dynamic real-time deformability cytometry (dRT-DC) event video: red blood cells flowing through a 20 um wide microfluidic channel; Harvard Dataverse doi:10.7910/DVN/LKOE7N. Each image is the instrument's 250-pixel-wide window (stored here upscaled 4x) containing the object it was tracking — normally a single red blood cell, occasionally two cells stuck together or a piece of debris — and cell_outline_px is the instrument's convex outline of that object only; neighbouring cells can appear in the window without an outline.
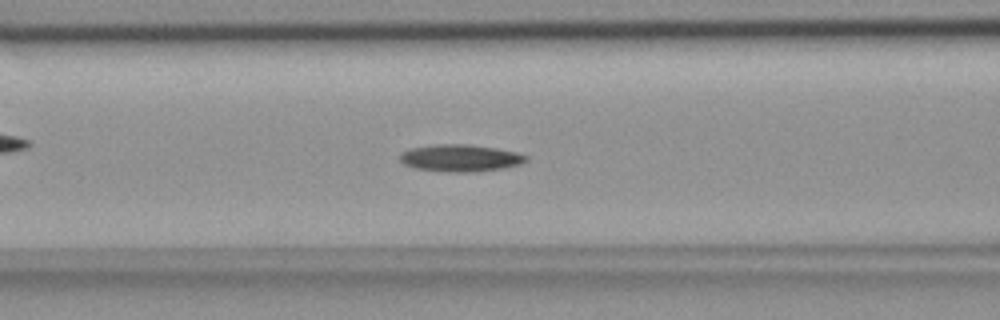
{"species": "common noctule bat (a hibernating species)", "species_latin": "Nyctalus noctula", "temperature_condition": "room temperature", "stored_images_in_passage": 51, "camera_frame_rate_fps": 3000, "um_per_image_px": 0.085, "animal": {"sex": "female", "body_mass_g": 18.4}, "frame": {"image": 1, "passage_image": 18, "time_ms": 5.667, "image_size_px": [1000, 320], "cell_outline_px": [[528, 160], [520, 164], [504, 168], [472, 172], [448, 172], [416, 168], [404, 164], [400, 160], [400, 152], [408, 148], [436, 144], [468, 144], [496, 148], [516, 152], [528, 156]], "centroid_in_image_um": [39.12, 13.42], "position_along_channel_um": 127.5, "area_um2": 20.0}}
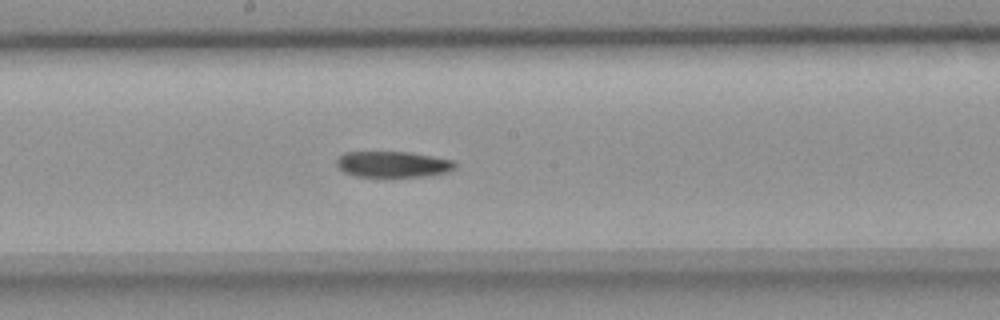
{"frame": {"image": 2, "passage_image": 25, "time_ms": 8.0, "image_size_px": [1000, 320], "cell_outline_px": [[456, 168], [448, 172], [424, 176], [356, 176], [344, 172], [336, 164], [336, 160], [344, 152], [408, 152], [432, 156], [452, 160], [456, 164]], "centroid_in_image_um": [33.4, 13.96], "position_along_channel_um": 214.8, "area_um2": 17.74}}
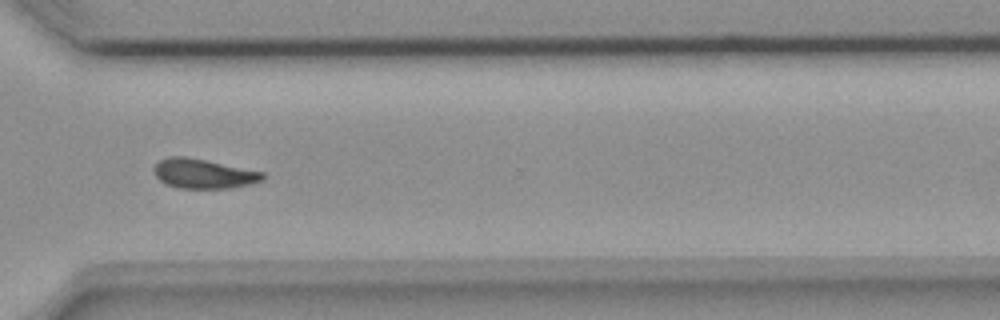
{"frame": {"image": 3, "passage_image": 36, "time_ms": 11.667, "image_size_px": [1000, 320], "cell_outline_px": [[264, 180], [232, 188], [176, 188], [164, 184], [156, 176], [152, 168], [160, 160], [168, 156], [184, 156], [264, 172]], "centroid_in_image_um": [17.25, 14.77], "position_along_channel_um": 353.3, "area_um2": 18.67}}